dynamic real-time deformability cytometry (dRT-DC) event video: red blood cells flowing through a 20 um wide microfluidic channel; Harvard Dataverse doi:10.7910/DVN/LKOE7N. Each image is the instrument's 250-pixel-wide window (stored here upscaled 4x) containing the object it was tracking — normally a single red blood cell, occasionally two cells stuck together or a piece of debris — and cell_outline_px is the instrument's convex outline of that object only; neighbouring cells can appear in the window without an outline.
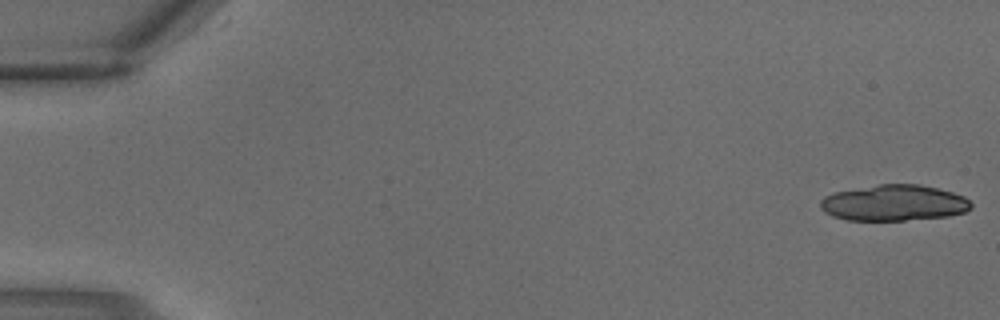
{"species": "common noctule bat (a hibernating species)", "species_latin": "Nyctalus noctula", "temperature_condition": "warm", "stored_images_in_passage": 3, "camera_frame_rate_fps": 3000, "um_per_image_px": 0.085, "animal": {"sex": "male", "body_mass_g": 18.8}, "frame": {"image": 1, "passage_image": 1, "time_ms": 0.0, "image_size_px": [1000, 320], "cell_outline_px": [[972, 208], [964, 212], [948, 216], [904, 220], [848, 220], [832, 216], [824, 212], [820, 208], [820, 200], [824, 196], [832, 192], [880, 184], [920, 184], [952, 192], [964, 196], [972, 204]], "centroid_in_image_um": [75.96, 17.24], "position_along_channel_um": 9.0, "area_um2": 31.67}}